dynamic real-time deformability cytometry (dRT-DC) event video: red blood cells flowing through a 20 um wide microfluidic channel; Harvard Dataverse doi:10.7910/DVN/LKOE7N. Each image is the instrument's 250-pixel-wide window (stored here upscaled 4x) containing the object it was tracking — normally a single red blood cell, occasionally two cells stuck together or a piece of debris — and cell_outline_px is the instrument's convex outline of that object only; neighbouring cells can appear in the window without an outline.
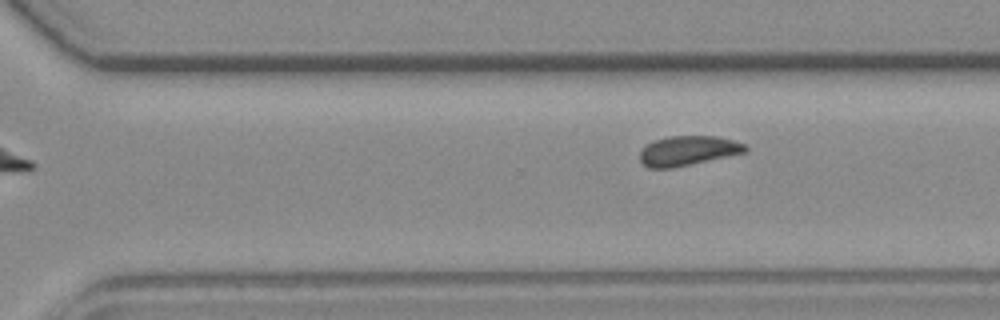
{"species": "common noctule bat (a hibernating species)", "species_latin": "Nyctalus noctula", "temperature_condition": "room temperature", "stored_images_in_passage": 12, "camera_frame_rate_fps": 3000, "um_per_image_px": 0.085, "animal": {"sex": "female", "body_mass_g": 19.3, "forearm_length_mm": 54.1}, "frame": {"image": 1, "passage_image": 12, "time_ms": 13.667, "image_size_px": [1000, 320], "cell_outline_px": [[748, 152], [672, 168], [648, 168], [640, 160], [640, 152], [648, 144], [656, 140], [668, 136], [716, 136], [736, 140], [744, 144], [748, 148]], "centroid_in_image_um": [58.52, 12.81], "position_along_channel_um": 312.1, "area_um2": 18.21}}